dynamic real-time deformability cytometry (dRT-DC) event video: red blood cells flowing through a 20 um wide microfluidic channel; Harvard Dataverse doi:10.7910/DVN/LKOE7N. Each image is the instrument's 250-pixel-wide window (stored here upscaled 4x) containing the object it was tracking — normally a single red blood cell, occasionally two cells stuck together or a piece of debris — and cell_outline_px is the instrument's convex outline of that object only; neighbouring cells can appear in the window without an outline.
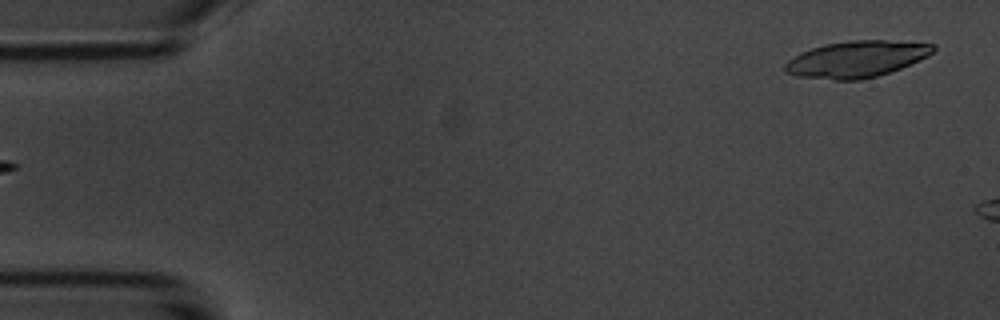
{"species": "common noctule bat (a hibernating species)", "species_latin": "Nyctalus noctula", "temperature_condition": "room temperature", "stored_images_in_passage": 5, "segment_of_instrument_passage": [2, 2], "camera_frame_rate_fps": 3000, "um_per_image_px": 0.085, "animal": {"sex": "male", "body_mass_g": 20.1, "forearm_length_mm": 53.5}, "frame": {"image": 1, "passage_image": 5, "time_ms": 5.667, "image_size_px": [1000, 320], "cell_outline_px": [[936, 48], [928, 56], [900, 68], [876, 76], [860, 80], [836, 80], [796, 76], [784, 72], [784, 64], [788, 60], [800, 52], [824, 44], [848, 40], [884, 40], [936, 44]], "centroid_in_image_um": [72.77, 5.02], "position_along_channel_um": 12.2, "area_um2": 31.44}}